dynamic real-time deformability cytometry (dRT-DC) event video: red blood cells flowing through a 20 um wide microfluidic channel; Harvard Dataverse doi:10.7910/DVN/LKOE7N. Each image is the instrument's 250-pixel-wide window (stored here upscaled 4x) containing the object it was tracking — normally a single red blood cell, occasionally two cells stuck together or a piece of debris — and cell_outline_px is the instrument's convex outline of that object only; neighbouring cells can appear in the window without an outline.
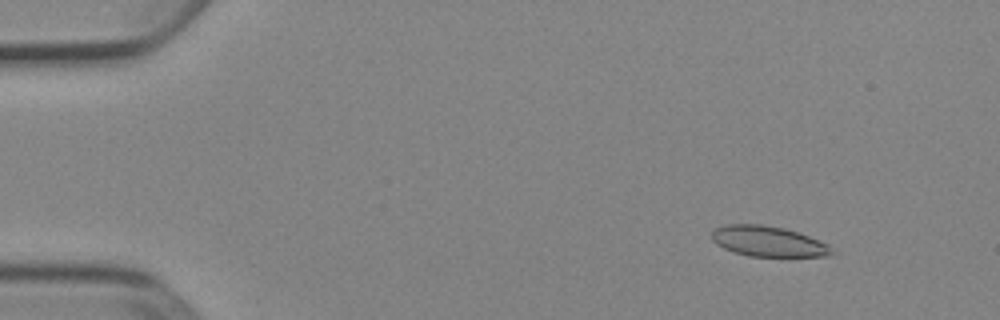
{"species": "Egyptian fruit bat (a non-hibernating species)", "species_latin": "Rousettus aegyptiacus", "temperature_condition": "cold", "stored_images_in_passage": 53, "camera_frame_rate_fps": 3000, "um_per_image_px": 0.085, "animal": {"sex": "female"}, "frame": {"image": 1, "passage_image": 7, "time_ms": 2.0, "image_size_px": [1000, 320], "cell_outline_px": [[836, 252], [832, 256], [748, 256], [732, 252], [716, 244], [712, 240], [712, 232], [716, 228], [728, 224], [760, 224], [784, 228], [808, 236], [828, 244]], "centroid_in_image_um": [65.3, 20.52], "position_along_channel_um": 19.7, "area_um2": 21.27}}
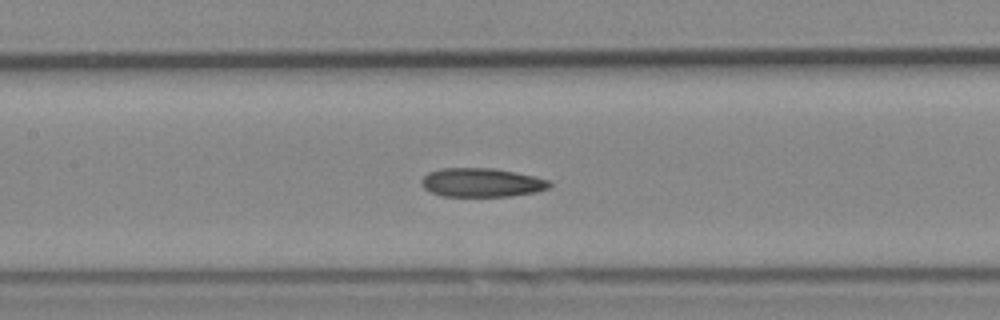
{"frame": {"image": 2, "passage_image": 26, "time_ms": 8.333, "image_size_px": [1000, 320], "cell_outline_px": [[552, 184], [548, 188], [536, 192], [512, 196], [444, 196], [432, 192], [424, 188], [420, 184], [420, 180], [428, 172], [440, 168], [492, 168], [516, 172], [536, 176], [552, 180]], "centroid_in_image_um": [40.97, 15.51], "position_along_channel_um": 166.4, "area_um2": 21.73}}
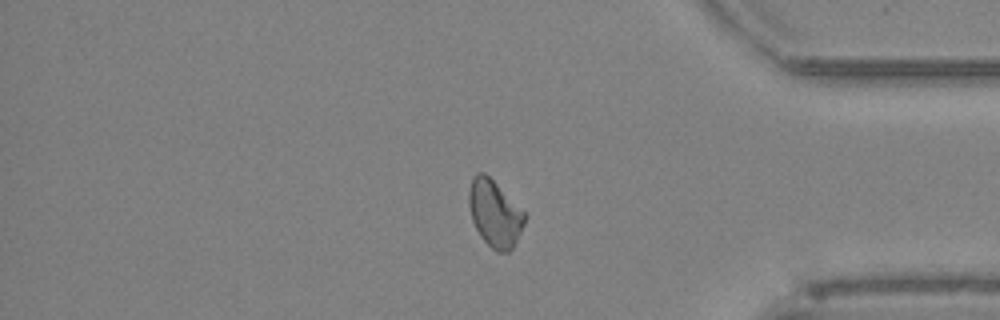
{"frame": {"image": 3, "passage_image": 45, "time_ms": 14.667, "image_size_px": [1000, 320], "cell_outline_px": [[528, 216], [512, 248], [508, 252], [496, 252], [480, 236], [472, 220], [468, 204], [468, 192], [472, 176], [476, 172], [484, 172]], "centroid_in_image_um": [42.02, 18.14], "position_along_channel_um": 393.2, "area_um2": 21.44}, "authors_computed_cell_mechanics": {"area_um2": 21.7328, "velocity_mm_per_s": 3.9031, "shape_relaxation_time_tau1_ms": null, "shape_relaxation_time_tau2_ms": 11.3175, "deformation_change_tau1": null, "deformation_change_tau2": 0.1857}}